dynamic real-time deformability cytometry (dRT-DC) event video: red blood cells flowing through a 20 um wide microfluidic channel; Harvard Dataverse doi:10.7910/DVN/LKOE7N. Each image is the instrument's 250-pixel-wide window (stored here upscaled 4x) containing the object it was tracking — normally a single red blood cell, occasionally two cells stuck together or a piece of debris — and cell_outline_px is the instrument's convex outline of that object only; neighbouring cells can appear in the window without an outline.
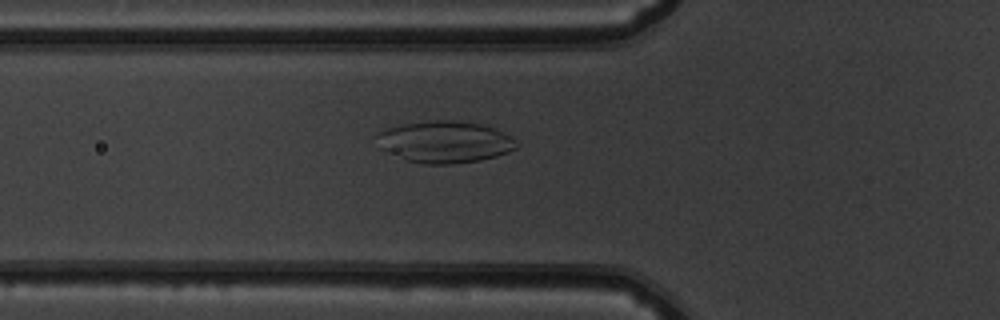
{"species": "common noctule bat (a hibernating species)", "species_latin": "Nyctalus noctula", "temperature_condition": "warm", "stored_images_in_passage": 39, "camera_frame_rate_fps": 3000, "um_per_image_px": 0.085, "animal": {"sex": "male", "body_mass_g": 19.5, "forearm_length_mm": 54.6}, "frame": {"image": 1, "passage_image": 5, "time_ms": 1.333, "image_size_px": [1000, 320], "cell_outline_px": [[516, 148], [508, 152], [496, 156], [480, 160], [452, 164], [424, 164], [408, 160], [380, 148], [376, 136], [376, 132], [388, 128], [404, 124], [432, 120], [452, 120], [488, 124], [496, 128], [516, 140]], "centroid_in_image_um": [37.83, 12.04], "position_along_channel_um": 88.0, "area_um2": 33.99}}
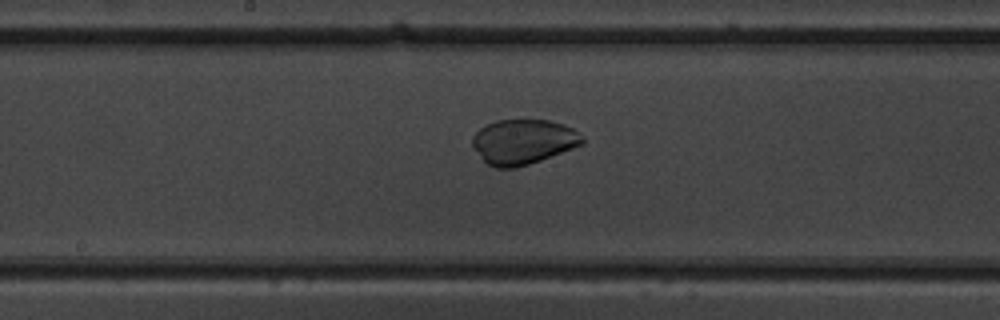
{"frame": {"image": 2, "passage_image": 14, "time_ms": 4.333, "image_size_px": [1000, 320], "cell_outline_px": [[584, 144], [540, 160], [516, 168], [496, 168], [488, 164], [472, 148], [472, 136], [480, 128], [496, 120], [548, 120], [564, 124], [572, 128], [584, 136]], "centroid_in_image_um": [44.47, 12.05], "position_along_channel_um": 203.7, "area_um2": 28.78}}
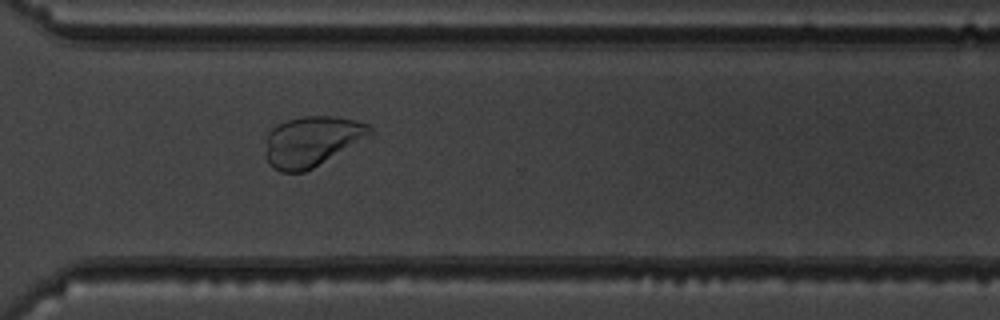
{"frame": {"image": 3, "passage_image": 25, "time_ms": 8.0, "image_size_px": [1000, 320], "cell_outline_px": [[372, 132], [312, 168], [304, 172], [280, 172], [272, 168], [268, 164], [264, 156], [264, 152], [268, 132], [272, 128], [288, 120], [300, 116], [332, 116], [356, 120], [368, 124], [372, 128]], "centroid_in_image_um": [26.4, 12.01], "position_along_channel_um": 344.2, "area_um2": 30.0}}